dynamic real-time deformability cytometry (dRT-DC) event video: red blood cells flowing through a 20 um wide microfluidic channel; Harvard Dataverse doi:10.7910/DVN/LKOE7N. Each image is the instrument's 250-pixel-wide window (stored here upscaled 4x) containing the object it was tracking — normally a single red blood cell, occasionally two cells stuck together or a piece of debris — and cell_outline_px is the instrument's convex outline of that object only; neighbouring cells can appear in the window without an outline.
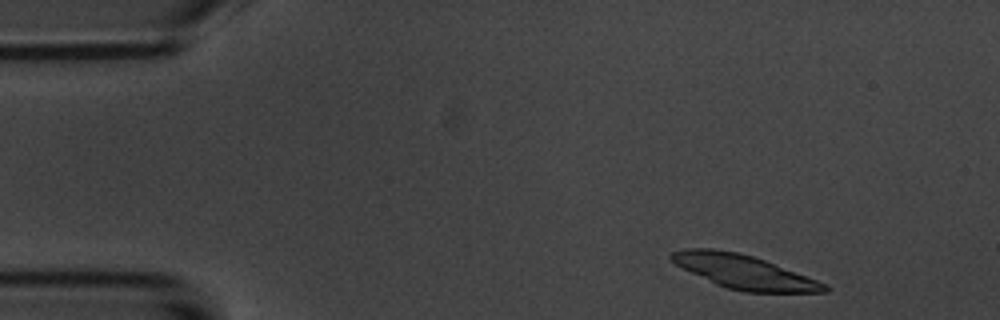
{"species": "common noctule bat (a hibernating species)", "species_latin": "Nyctalus noctula", "temperature_condition": "room temperature", "stored_images_in_passage": 6, "camera_frame_rate_fps": 3000, "um_per_image_px": 0.085, "animal": {"sex": "male", "body_mass_g": 20.1, "forearm_length_mm": 53.5}, "frame": {"image": 1, "passage_image": 1, "time_ms": 0.0, "image_size_px": [1000, 320], "cell_outline_px": [[832, 288], [828, 292], [744, 292], [728, 288], [716, 284], [676, 264], [668, 256], [672, 252], [684, 248], [712, 248], [736, 252], [752, 256], [764, 260], [828, 284]], "centroid_in_image_um": [63.27, 23.11], "position_along_channel_um": 21.7, "area_um2": 29.82}}